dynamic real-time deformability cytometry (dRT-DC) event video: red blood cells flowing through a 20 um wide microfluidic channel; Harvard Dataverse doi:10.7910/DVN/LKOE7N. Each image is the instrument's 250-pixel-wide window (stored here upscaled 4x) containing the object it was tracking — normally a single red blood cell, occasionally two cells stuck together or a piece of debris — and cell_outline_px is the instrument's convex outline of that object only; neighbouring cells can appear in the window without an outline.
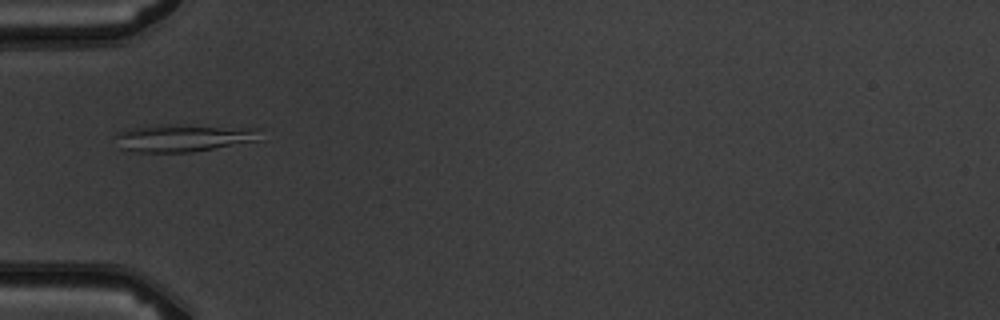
{"species": "common noctule bat (a hibernating species)", "species_latin": "Nyctalus noctula", "temperature_condition": "warm", "stored_images_in_passage": 3, "camera_frame_rate_fps": 3000, "um_per_image_px": 0.085, "animal": {"sex": "male", "body_mass_g": 19.5, "forearm_length_mm": 54.6}, "frame": {"image": 1, "passage_image": 3, "time_ms": 3.0, "image_size_px": [1000, 320], "cell_outline_px": [[260, 140], [192, 152], [140, 152], [120, 148], [116, 136], [116, 132], [128, 128], [168, 124], [180, 124], [260, 128]], "centroid_in_image_um": [15.62, 11.7], "position_along_channel_um": 69.4, "area_um2": 23.35}}